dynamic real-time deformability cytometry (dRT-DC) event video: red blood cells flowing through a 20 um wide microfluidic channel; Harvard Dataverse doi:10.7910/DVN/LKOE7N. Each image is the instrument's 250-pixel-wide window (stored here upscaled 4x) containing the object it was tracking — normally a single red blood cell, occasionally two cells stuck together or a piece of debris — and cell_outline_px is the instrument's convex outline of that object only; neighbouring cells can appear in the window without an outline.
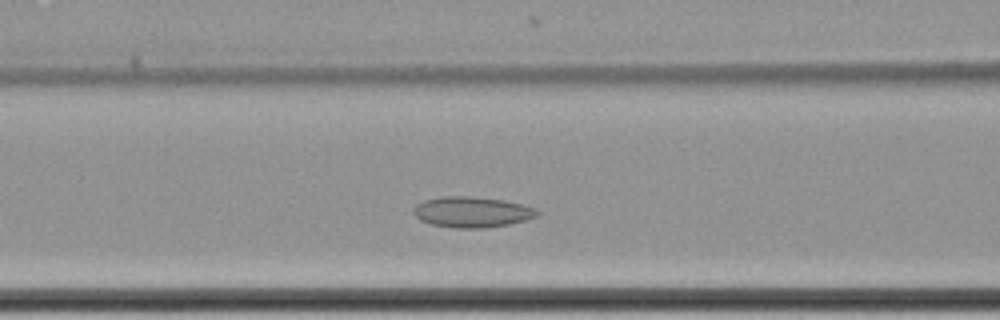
{"species": "common noctule bat (a hibernating species)", "species_latin": "Nyctalus noctula", "temperature_condition": "cold", "stored_images_in_passage": 46, "camera_frame_rate_fps": 3000, "um_per_image_px": 0.085, "animal": {"sex": "female", "body_mass_g": 22.7, "forearm_length_mm": 54.2}, "frame": {"image": 1, "passage_image": 16, "time_ms": 5.0, "image_size_px": [1000, 320], "cell_outline_px": [[540, 212], [536, 216], [524, 220], [508, 224], [484, 228], [456, 228], [432, 224], [420, 220], [412, 212], [416, 204], [424, 200], [440, 196], [472, 196], [504, 200], [536, 208]], "centroid_in_image_um": [40.09, 18.01], "position_along_channel_um": 126.5, "area_um2": 22.08}}
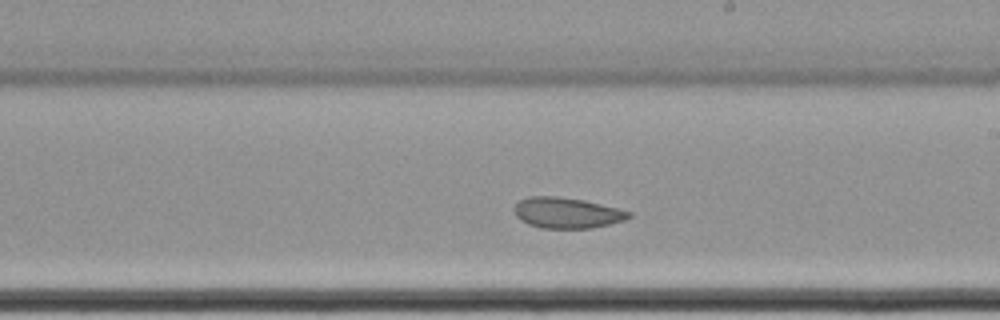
{"frame": {"image": 2, "passage_image": 26, "time_ms": 8.333, "image_size_px": [1000, 320], "cell_outline_px": [[632, 216], [624, 220], [592, 228], [540, 228], [528, 224], [520, 220], [516, 216], [512, 208], [520, 200], [528, 196], [556, 196], [584, 200], [632, 212]], "centroid_in_image_um": [48.14, 18.09], "position_along_channel_um": 240.9, "area_um2": 20.52}}
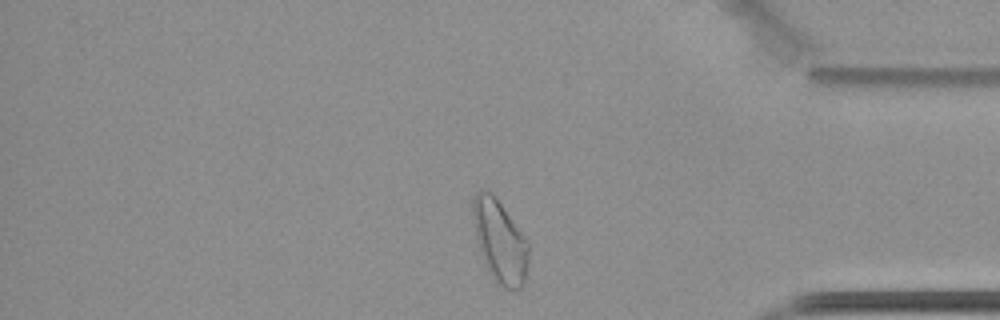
{"frame": {"image": 3, "passage_image": 41, "time_ms": 13.333, "image_size_px": [1000, 320], "cell_outline_px": [[528, 264], [524, 284], [520, 288], [504, 288], [492, 276], [484, 260], [476, 236], [472, 220], [472, 200], [476, 192], [484, 188], [492, 192], [496, 196], [524, 236], [528, 244]], "centroid_in_image_um": [42.48, 20.44], "position_along_channel_um": 392.7, "area_um2": 26.47}, "authors_computed_cell_mechanics": {"area_um2": 22.0507, "velocity_mm_per_s": 3.437, "shape_relaxation_time_tau1_ms": 3.9257, "shape_relaxation_time_tau2_ms": 3.6112, "deformation_change_tau1": 0.0575, "deformation_change_tau2": 0.0714}}